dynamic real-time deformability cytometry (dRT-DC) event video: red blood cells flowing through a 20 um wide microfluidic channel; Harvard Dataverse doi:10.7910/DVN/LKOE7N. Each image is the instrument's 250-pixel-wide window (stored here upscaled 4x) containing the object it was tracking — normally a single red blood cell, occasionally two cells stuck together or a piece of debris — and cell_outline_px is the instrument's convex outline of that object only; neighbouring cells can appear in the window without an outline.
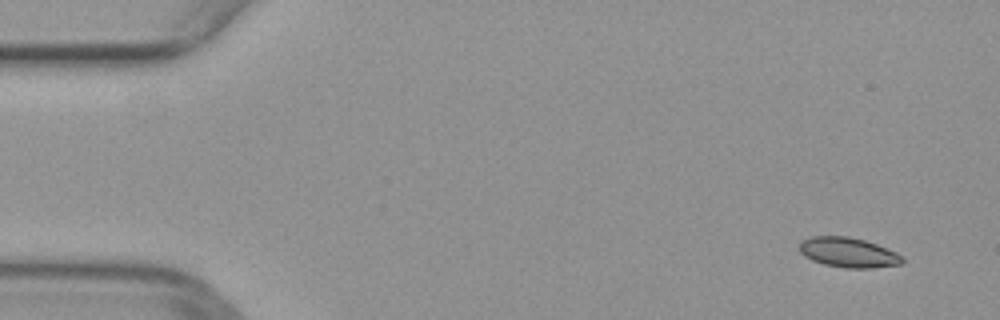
{"species": "common noctule bat (a hibernating species)", "species_latin": "Nyctalus noctula", "temperature_condition": "warm", "stored_images_in_passage": 49, "camera_frame_rate_fps": 3000, "um_per_image_px": 0.085, "animal": {"sex": "female", "body_mass_g": 29.2, "forearm_length_mm": 56.3}, "frame": {"image": 1, "passage_image": 2, "time_ms": 0.333, "image_size_px": [1000, 320], "cell_outline_px": [[904, 260], [900, 264], [872, 268], [844, 268], [824, 264], [812, 260], [804, 256], [800, 252], [800, 240], [812, 236], [848, 236], [864, 240], [876, 244], [896, 252], [904, 256]], "centroid_in_image_um": [72.1, 21.46], "position_along_channel_um": 12.9, "area_um2": 17.98}}
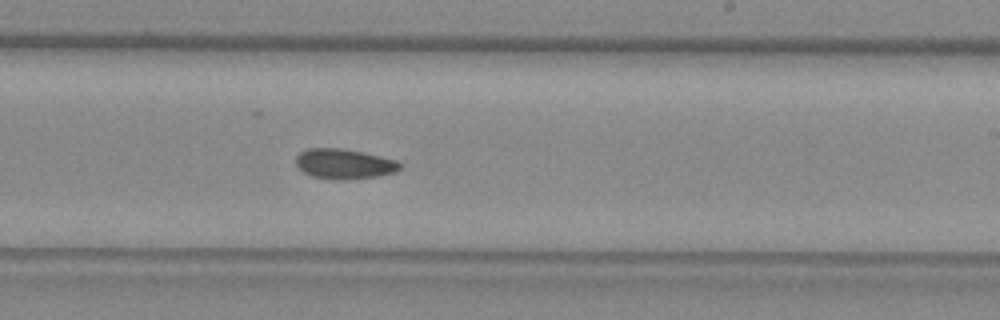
{"frame": {"image": 2, "passage_image": 29, "time_ms": 9.333, "image_size_px": [1000, 320], "cell_outline_px": [[404, 168], [396, 172], [376, 176], [336, 180], [312, 176], [304, 172], [296, 164], [296, 156], [300, 152], [308, 148], [340, 148], [380, 156], [396, 160]], "centroid_in_image_um": [29.26, 13.93], "position_along_channel_um": 259.7, "area_um2": 18.03}}
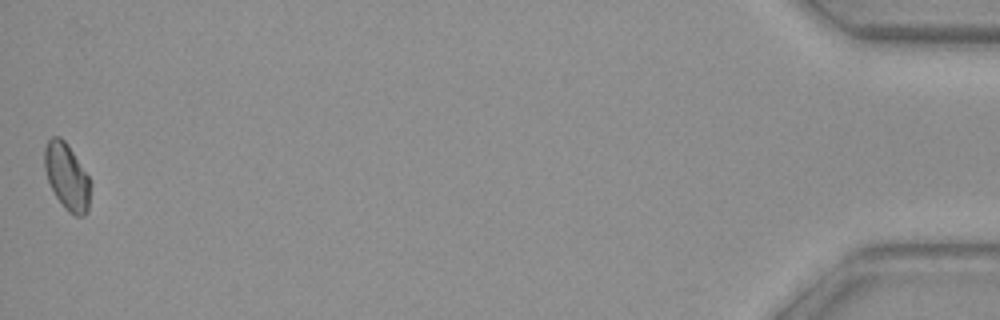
{"frame": {"image": 3, "passage_image": 49, "time_ms": 16.0, "image_size_px": [1000, 320], "cell_outline_px": [[92, 184], [88, 212], [84, 216], [76, 216], [68, 212], [64, 208], [56, 196], [48, 180], [44, 168], [44, 148], [48, 140], [52, 136], [60, 136], [64, 140], [88, 176]], "centroid_in_image_um": [5.7, 15.05], "position_along_channel_um": 429.5, "area_um2": 17.8}}